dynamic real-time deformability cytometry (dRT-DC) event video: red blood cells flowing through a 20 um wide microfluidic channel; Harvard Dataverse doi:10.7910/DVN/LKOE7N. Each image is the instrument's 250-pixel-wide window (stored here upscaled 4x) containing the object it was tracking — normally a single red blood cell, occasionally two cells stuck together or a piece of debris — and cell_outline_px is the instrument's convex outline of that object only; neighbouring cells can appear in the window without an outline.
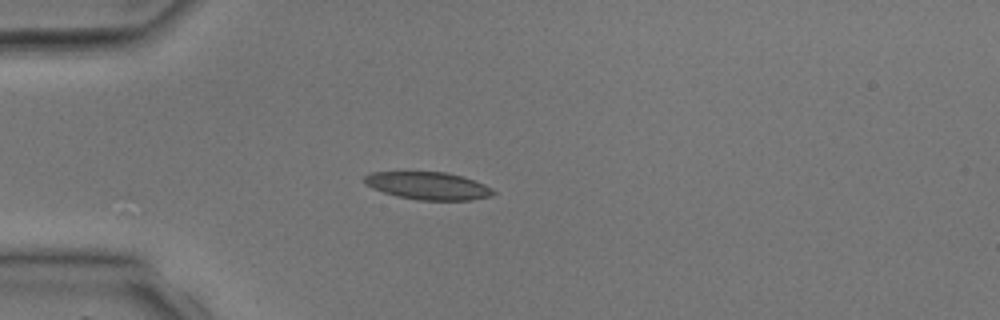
{"species": "common noctule bat (a hibernating species)", "species_latin": "Nyctalus noctula", "temperature_condition": "room temperature", "stored_images_in_passage": 5, "camera_frame_rate_fps": 3000, "um_per_image_px": 0.085, "animal": {"sex": "male", "body_mass_g": 17.9, "forearm_length_mm": 54.2}, "frame": {"image": 1, "passage_image": 5, "time_ms": 5.333, "image_size_px": [1000, 320], "cell_outline_px": [[496, 192], [492, 196], [472, 200], [416, 200], [396, 196], [372, 188], [364, 184], [364, 176], [372, 172], [448, 172], [464, 176], [484, 184], [492, 188]], "centroid_in_image_um": [36.41, 15.79], "position_along_channel_um": 48.6, "area_um2": 20.92}}